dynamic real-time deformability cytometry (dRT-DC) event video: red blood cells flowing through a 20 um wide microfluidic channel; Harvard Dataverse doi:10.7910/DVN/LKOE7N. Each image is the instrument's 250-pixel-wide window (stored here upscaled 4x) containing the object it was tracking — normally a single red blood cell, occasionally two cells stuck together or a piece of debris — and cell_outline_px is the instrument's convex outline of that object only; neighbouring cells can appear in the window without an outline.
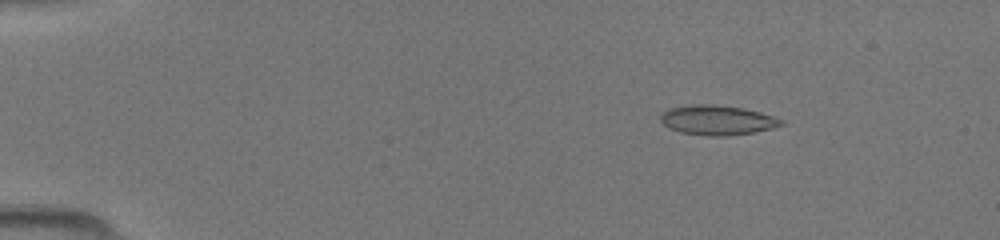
{"species": "common noctule bat (a hibernating species)", "species_latin": "Nyctalus noctula", "temperature_condition": "room temperature", "stored_images_in_passage": 49, "camera_frame_rate_fps": 3000, "um_per_image_px": 0.085, "animal": {"sex": "female", "body_mass_g": 19.5, "forearm_length_mm": 54.1}, "frame": {"image": 1, "passage_image": 8, "time_ms": 2.333, "image_size_px": [1000, 240], "cell_outline_px": [[784, 124], [772, 128], [752, 132], [724, 136], [704, 136], [680, 132], [668, 128], [660, 120], [660, 116], [668, 108], [688, 104], [716, 104], [744, 108], [760, 112], [784, 120]], "centroid_in_image_um": [60.93, 10.2], "position_along_channel_um": 24.1, "area_um2": 21.04}}
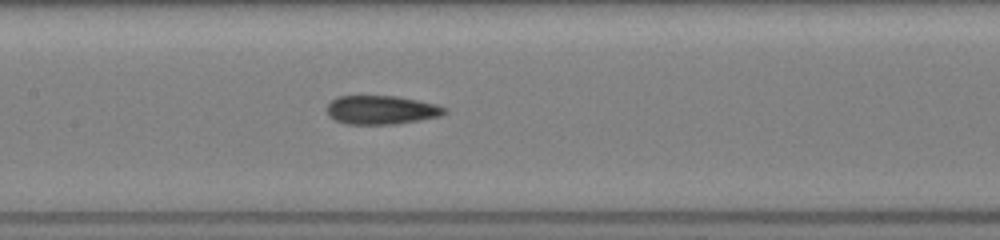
{"frame": {"image": 2, "passage_image": 25, "time_ms": 8.0, "image_size_px": [1000, 240], "cell_outline_px": [[448, 112], [440, 116], [420, 120], [396, 124], [348, 124], [336, 120], [328, 116], [324, 108], [336, 96], [396, 96], [436, 104], [448, 108]], "centroid_in_image_um": [32.4, 9.34], "position_along_channel_um": 175.0, "area_um2": 19.88}}
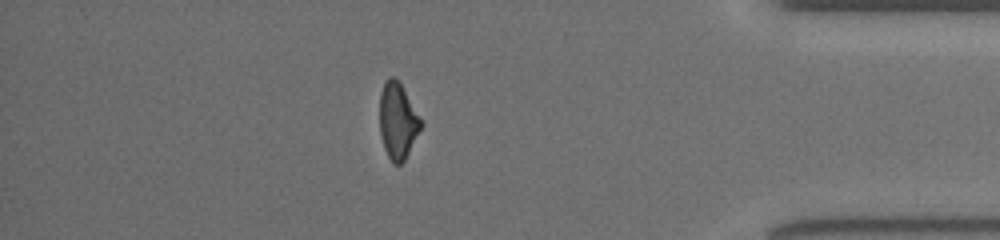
{"frame": {"image": 3, "passage_image": 43, "time_ms": 14.0, "image_size_px": [1000, 240], "cell_outline_px": [[424, 124], [404, 160], [400, 164], [392, 164], [384, 148], [380, 132], [380, 92], [384, 80], [388, 76], [396, 76], [400, 80]], "centroid_in_image_um": [33.81, 10.21], "position_along_channel_um": 401.4, "area_um2": 18.67}}